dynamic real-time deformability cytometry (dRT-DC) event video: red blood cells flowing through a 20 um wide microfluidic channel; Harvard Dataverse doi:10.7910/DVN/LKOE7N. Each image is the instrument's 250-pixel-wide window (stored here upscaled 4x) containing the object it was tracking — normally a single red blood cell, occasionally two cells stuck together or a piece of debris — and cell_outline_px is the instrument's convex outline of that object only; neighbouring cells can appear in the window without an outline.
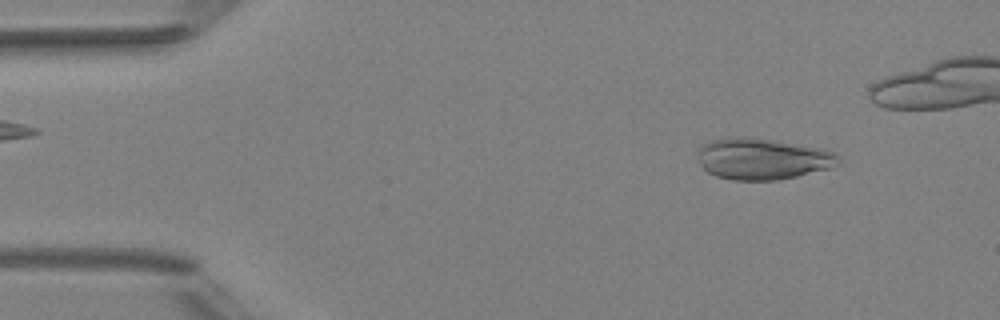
{"species": "Egyptian fruit bat (a non-hibernating species)", "species_latin": "Rousettus aegyptiacus", "temperature_condition": "room temperature", "stored_images_in_passage": 10, "camera_frame_rate_fps": 3000, "um_per_image_px": 0.085, "animal": {"sex": "female"}, "frame": {"image": 1, "passage_image": 1, "time_ms": 0.0, "image_size_px": [1000, 320], "cell_outline_px": [[840, 164], [832, 168], [796, 176], [776, 180], [732, 180], [716, 176], [708, 172], [700, 164], [696, 156], [696, 152], [704, 144], [712, 140], [732, 136], [744, 136], [824, 148], [832, 152], [840, 160]], "centroid_in_image_um": [64.79, 13.5], "position_along_channel_um": 20.2, "area_um2": 33.99}}
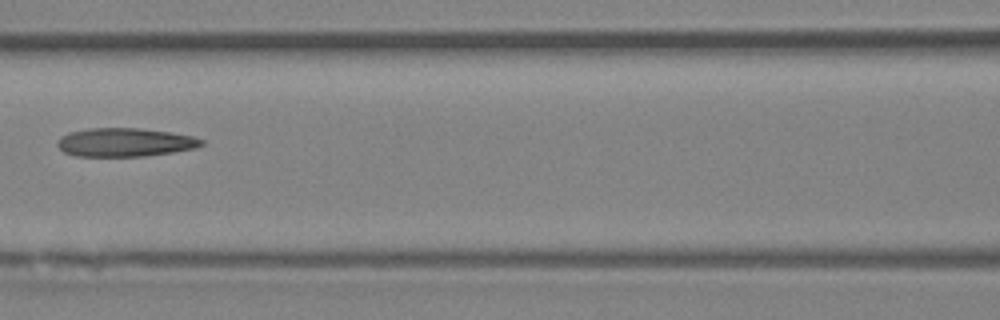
{"frame": {"image": 2, "passage_image": 8, "time_ms": 9.0, "image_size_px": [1000, 320], "cell_outline_px": [[204, 144], [196, 148], [172, 152], [144, 156], [76, 156], [64, 152], [56, 144], [60, 136], [68, 132], [88, 128], [140, 128], [172, 132], [192, 136], [204, 140]], "centroid_in_image_um": [10.61, 12.09], "position_along_channel_um": 156.0, "area_um2": 24.1}}
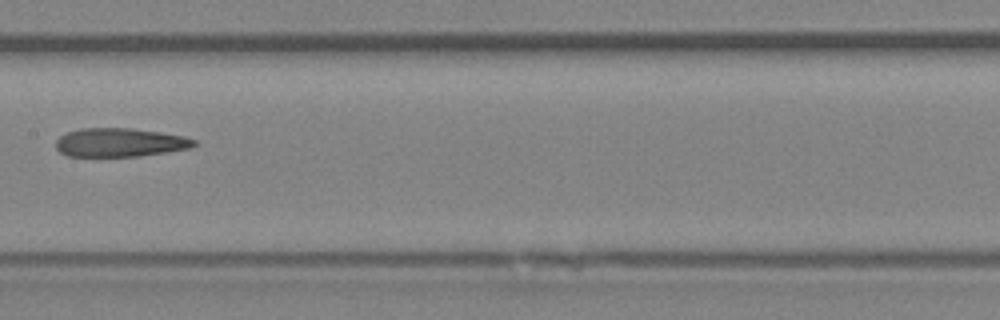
{"frame": {"image": 3, "passage_image": 9, "time_ms": 10.0, "image_size_px": [1000, 320], "cell_outline_px": [[196, 144], [192, 148], [140, 156], [68, 156], [60, 152], [56, 148], [56, 140], [60, 136], [68, 132], [80, 128], [132, 128], [160, 132], [184, 136], [196, 140]], "centroid_in_image_um": [10.2, 12.11], "position_along_channel_um": 197.2, "area_um2": 23.12}}